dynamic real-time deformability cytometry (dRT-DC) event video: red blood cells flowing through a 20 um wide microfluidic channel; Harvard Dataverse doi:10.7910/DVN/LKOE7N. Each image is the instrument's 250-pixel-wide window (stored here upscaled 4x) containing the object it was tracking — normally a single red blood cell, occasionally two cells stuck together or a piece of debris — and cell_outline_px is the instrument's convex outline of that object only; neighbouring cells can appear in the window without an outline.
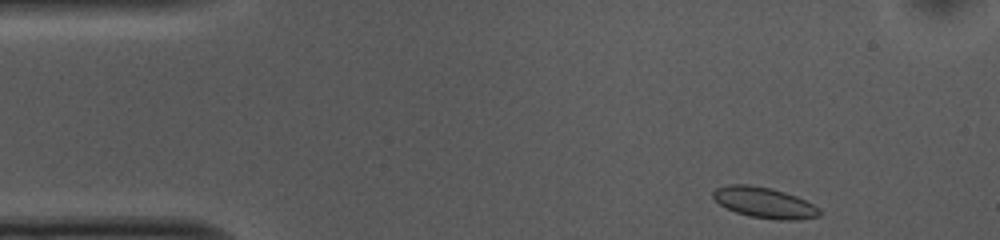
{"species": "common noctule bat (a hibernating species)", "species_latin": "Nyctalus noctula", "temperature_condition": "cold", "stored_images_in_passage": 44, "camera_frame_rate_fps": 3000, "um_per_image_px": 0.085, "animal": {"sex": "female", "body_mass_g": 10.0, "forearm_length_mm": 53.1}, "frame": {"image": 1, "passage_image": 1, "time_ms": 0.0, "image_size_px": [1000, 240], "cell_outline_px": [[820, 216], [800, 220], [780, 220], [748, 216], [736, 212], [720, 204], [712, 196], [712, 192], [716, 188], [728, 184], [748, 184], [772, 188], [796, 196], [820, 208]], "centroid_in_image_um": [64.97, 17.22], "position_along_channel_um": 20.0, "area_um2": 19.07}}
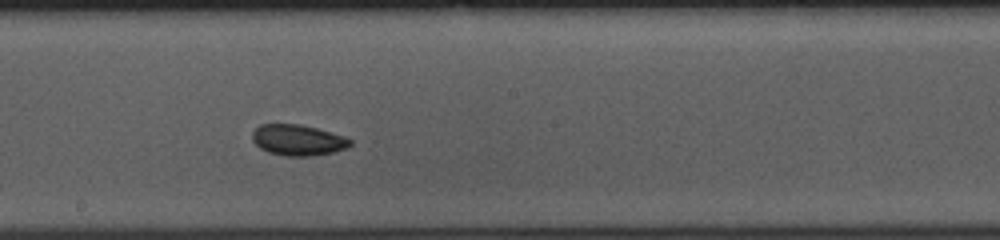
{"frame": {"image": 2, "passage_image": 23, "time_ms": 7.333, "image_size_px": [1000, 240], "cell_outline_px": [[352, 144], [348, 148], [332, 152], [312, 156], [284, 156], [268, 152], [260, 148], [252, 140], [252, 132], [260, 124], [300, 124], [316, 128], [344, 136], [352, 140]], "centroid_in_image_um": [25.32, 11.91], "position_along_channel_um": 222.9, "area_um2": 17.69}}
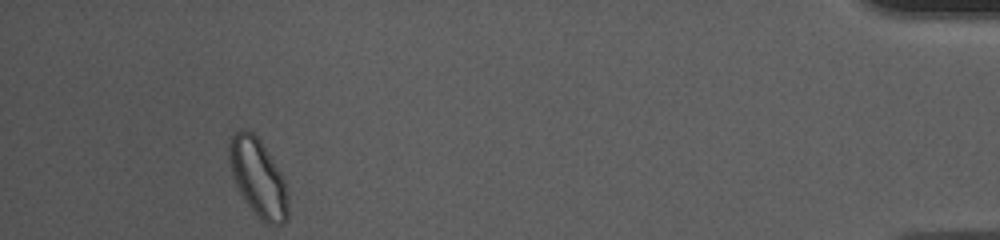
{"frame": {"image": 3, "passage_image": 44, "time_ms": 14.333, "image_size_px": [1000, 240], "cell_outline_px": [[288, 220], [284, 224], [264, 224], [260, 220], [244, 200], [232, 176], [228, 156], [228, 144], [232, 136], [240, 128], [244, 128], [252, 132], [260, 140], [280, 172], [284, 180], [288, 192]], "centroid_in_image_um": [21.94, 15.13], "position_along_channel_um": 413.3, "area_um2": 26.82}, "authors_computed_cell_mechanics": {"area_um2": 18.1492, "velocity_mm_per_s": 3.7107, "shape_relaxation_time_tau1_ms": 5.4452, "shape_relaxation_time_tau2_ms": null, "deformation_change_tau1": 0.069, "deformation_change_tau2": null}}